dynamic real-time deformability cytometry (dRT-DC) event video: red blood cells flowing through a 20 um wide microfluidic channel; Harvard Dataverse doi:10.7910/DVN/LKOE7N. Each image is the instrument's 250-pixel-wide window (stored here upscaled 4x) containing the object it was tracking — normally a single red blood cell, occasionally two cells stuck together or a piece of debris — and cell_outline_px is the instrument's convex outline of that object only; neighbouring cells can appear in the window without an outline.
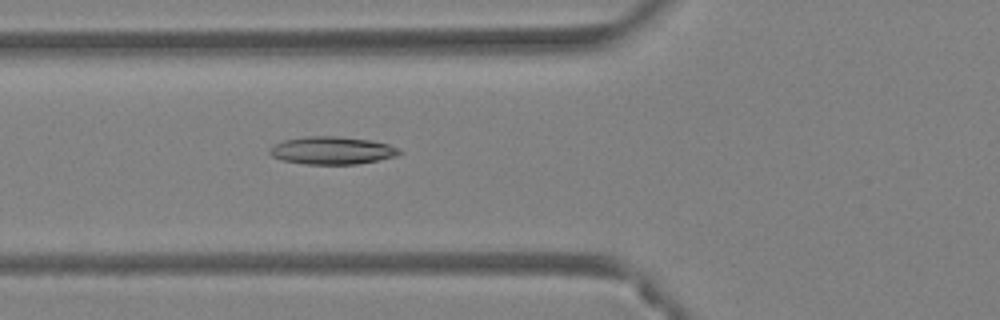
{"species": "Egyptian fruit bat (a non-hibernating species)", "species_latin": "Rousettus aegyptiacus", "temperature_condition": "warm", "stored_images_in_passage": 47, "camera_frame_rate_fps": 3000, "um_per_image_px": 0.085, "animal": {"sex": "female"}, "frame": {"image": 1, "passage_image": 18, "time_ms": 5.667, "image_size_px": [1000, 320], "cell_outline_px": [[400, 152], [396, 156], [380, 160], [356, 164], [304, 164], [280, 160], [272, 156], [268, 152], [268, 148], [284, 140], [304, 136], [336, 136], [372, 140], [388, 144], [400, 148]], "centroid_in_image_um": [28.2, 12.79], "position_along_channel_um": 97.6, "area_um2": 21.1}}
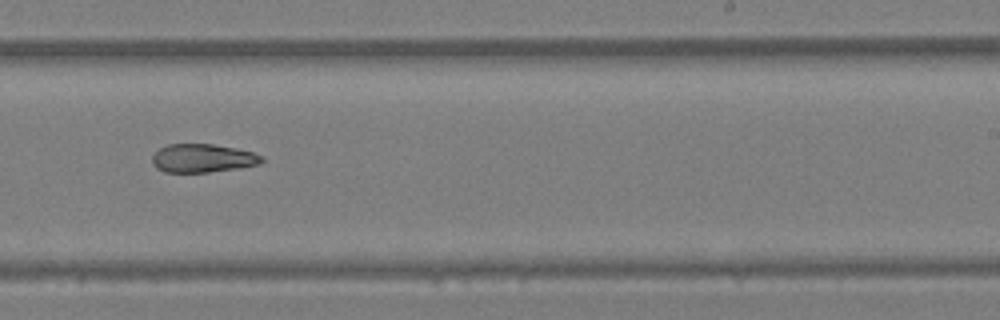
{"frame": {"image": 2, "passage_image": 30, "time_ms": 9.667, "image_size_px": [1000, 320], "cell_outline_px": [[264, 160], [260, 164], [240, 168], [208, 172], [164, 172], [156, 168], [152, 164], [152, 156], [160, 148], [168, 144], [212, 144], [252, 152], [264, 156]], "centroid_in_image_um": [17.22, 13.46], "position_along_channel_um": 271.8, "area_um2": 18.15}}
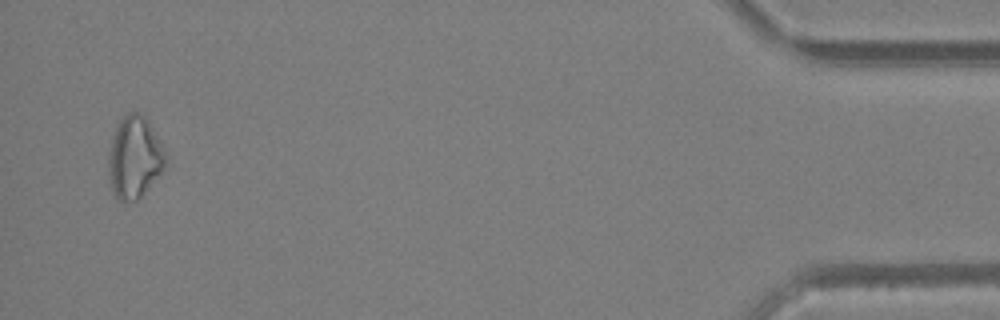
{"frame": {"image": 3, "passage_image": 46, "time_ms": 15.0, "image_size_px": [1000, 320], "cell_outline_px": [[168, 164], [144, 192], [136, 200], [120, 200], [112, 192], [108, 176], [108, 152], [112, 136], [116, 124], [128, 112], [140, 112], [148, 120], [164, 148], [168, 156]], "centroid_in_image_um": [11.43, 13.34], "position_along_channel_um": 423.8, "area_um2": 27.51}, "authors_computed_cell_mechanics": {"area_um2": 21.675, "velocity_mm_per_s": 4.3612, "shape_relaxation_time_tau1_ms": null, "shape_relaxation_time_tau2_ms": 7.4194, "deformation_change_tau1": null, "deformation_change_tau2": 0.1788}}